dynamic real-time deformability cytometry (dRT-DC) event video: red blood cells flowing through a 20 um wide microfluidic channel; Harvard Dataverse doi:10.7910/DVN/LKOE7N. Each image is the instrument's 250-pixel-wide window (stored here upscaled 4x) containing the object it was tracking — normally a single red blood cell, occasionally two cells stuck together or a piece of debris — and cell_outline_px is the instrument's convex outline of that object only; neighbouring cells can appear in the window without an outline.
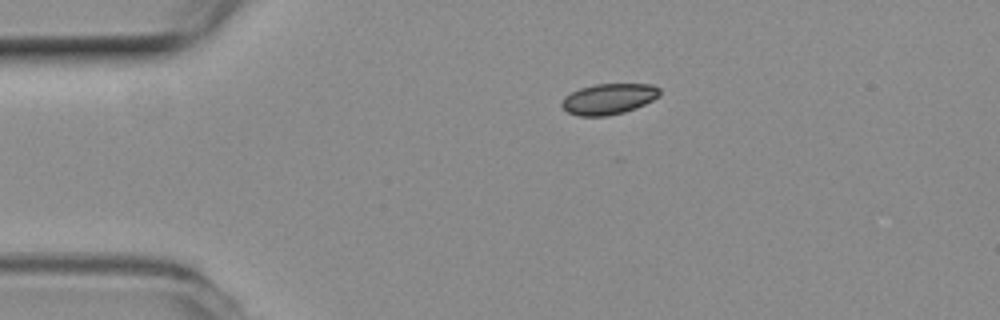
{"species": "common noctule bat (a hibernating species)", "species_latin": "Nyctalus noctula", "temperature_condition": "room temperature", "stored_images_in_passage": 44, "camera_frame_rate_fps": 3000, "um_per_image_px": 0.085, "animal": {"sex": "female", "body_mass_g": 19.3, "forearm_length_mm": 54.1}, "frame": {"image": 1, "passage_image": 1, "time_ms": 0.0, "image_size_px": [1000, 320], "cell_outline_px": [[660, 96], [636, 108], [624, 112], [608, 116], [580, 116], [568, 112], [560, 104], [564, 96], [580, 88], [596, 84], [652, 84], [660, 88]], "centroid_in_image_um": [51.74, 8.41], "position_along_channel_um": 33.3, "area_um2": 17.57}}
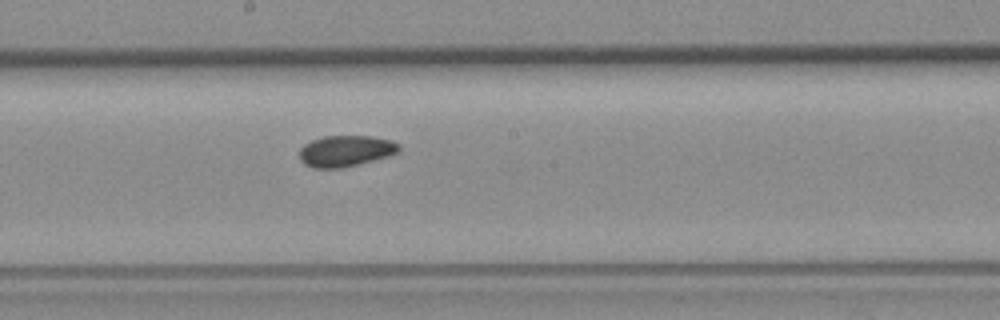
{"frame": {"image": 2, "passage_image": 19, "time_ms": 6.0, "image_size_px": [1000, 320], "cell_outline_px": [[400, 152], [388, 156], [344, 168], [312, 168], [304, 164], [300, 160], [300, 148], [304, 144], [312, 140], [324, 136], [372, 136], [392, 140], [400, 144]], "centroid_in_image_um": [29.39, 12.83], "position_along_channel_um": 218.8, "area_um2": 18.26}}
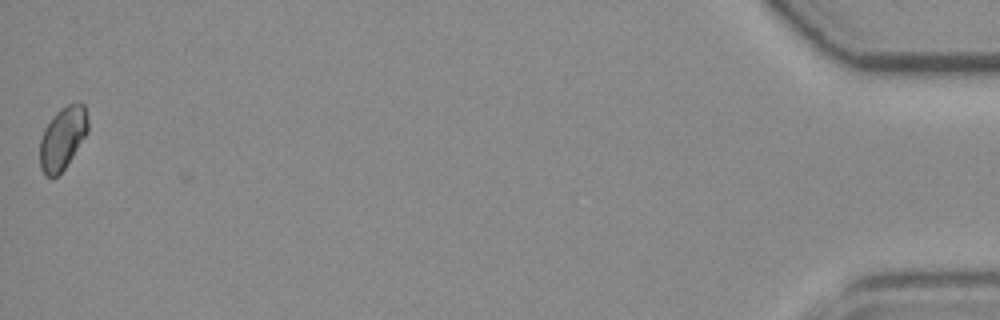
{"frame": {"image": 3, "passage_image": 44, "time_ms": 14.333, "image_size_px": [1000, 320], "cell_outline_px": [[88, 132], [64, 168], [56, 176], [44, 176], [40, 168], [40, 140], [44, 128], [60, 108], [68, 104], [84, 104], [88, 120]], "centroid_in_image_um": [5.31, 11.74], "position_along_channel_um": 429.9, "area_um2": 17.28}, "authors_computed_cell_mechanics": {"area_um2": 17.6868, "velocity_mm_per_s": 3.785, "shape_relaxation_time_tau1_ms": null, "shape_relaxation_time_tau2_ms": 4.1773, "deformation_change_tau1": null, "deformation_change_tau2": 0.0528}}